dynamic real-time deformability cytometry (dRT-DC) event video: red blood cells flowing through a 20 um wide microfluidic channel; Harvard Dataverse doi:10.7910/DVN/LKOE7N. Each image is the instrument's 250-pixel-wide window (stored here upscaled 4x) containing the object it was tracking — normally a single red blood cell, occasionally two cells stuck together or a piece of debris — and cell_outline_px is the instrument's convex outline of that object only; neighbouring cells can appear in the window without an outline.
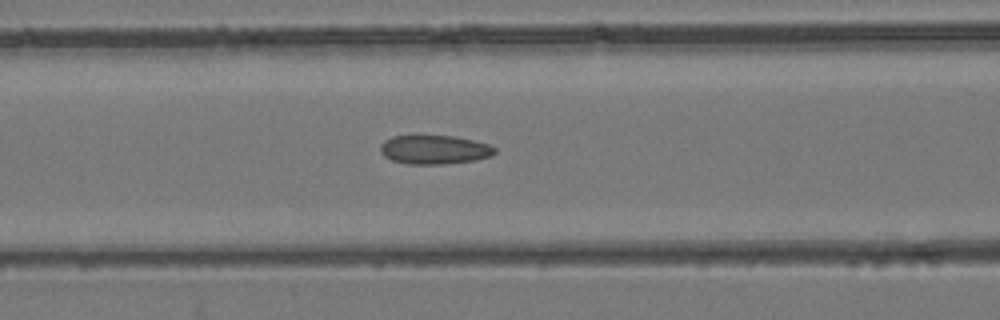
{"species": "common noctule bat (a hibernating species)", "species_latin": "Nyctalus noctula", "temperature_condition": "room temperature", "stored_images_in_passage": 48, "camera_frame_rate_fps": 3000, "um_per_image_px": 0.085, "animal": {"sex": "female", "body_mass_g": 24.6, "forearm_length_mm": 56.2}, "frame": {"image": 1, "passage_image": 20, "time_ms": 6.333, "image_size_px": [1000, 320], "cell_outline_px": [[496, 152], [492, 156], [472, 160], [440, 164], [408, 164], [392, 160], [384, 156], [380, 152], [380, 144], [384, 140], [392, 136], [456, 136], [488, 144], [496, 148]], "centroid_in_image_um": [36.9, 12.71], "position_along_channel_um": 129.7, "area_um2": 19.19}}
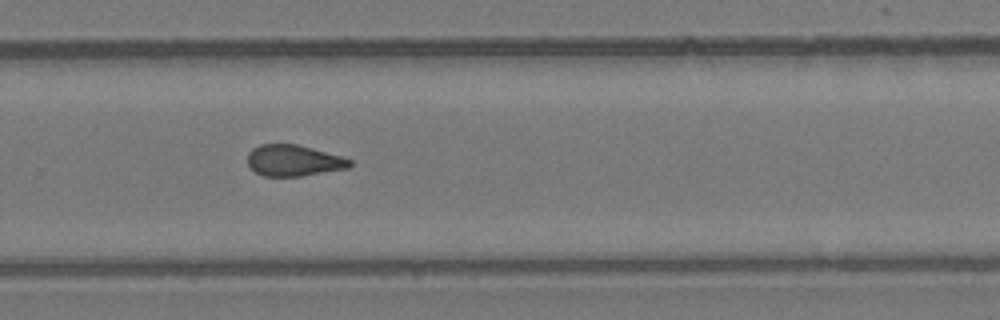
{"frame": {"image": 2, "passage_image": 32, "time_ms": 10.333, "image_size_px": [1000, 320], "cell_outline_px": [[352, 164], [348, 168], [300, 176], [264, 176], [256, 172], [248, 164], [248, 152], [252, 148], [260, 144], [296, 144], [312, 148], [340, 156], [352, 160]], "centroid_in_image_um": [24.94, 13.64], "position_along_channel_um": 304.9, "area_um2": 18.44}}
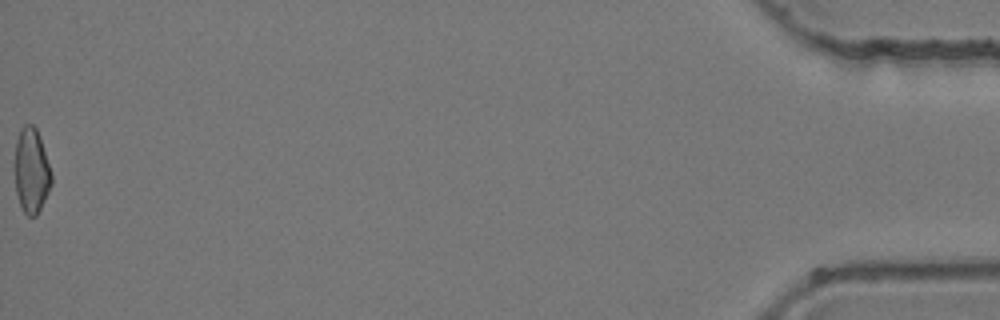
{"frame": {"image": 3, "passage_image": 48, "time_ms": 15.667, "image_size_px": [1000, 320], "cell_outline_px": [[52, 184], [36, 216], [28, 216], [24, 212], [20, 204], [16, 192], [16, 140], [20, 128], [24, 124], [32, 124], [36, 128], [40, 136], [52, 172]], "centroid_in_image_um": [2.69, 14.48], "position_along_channel_um": 432.5, "area_um2": 18.03}}